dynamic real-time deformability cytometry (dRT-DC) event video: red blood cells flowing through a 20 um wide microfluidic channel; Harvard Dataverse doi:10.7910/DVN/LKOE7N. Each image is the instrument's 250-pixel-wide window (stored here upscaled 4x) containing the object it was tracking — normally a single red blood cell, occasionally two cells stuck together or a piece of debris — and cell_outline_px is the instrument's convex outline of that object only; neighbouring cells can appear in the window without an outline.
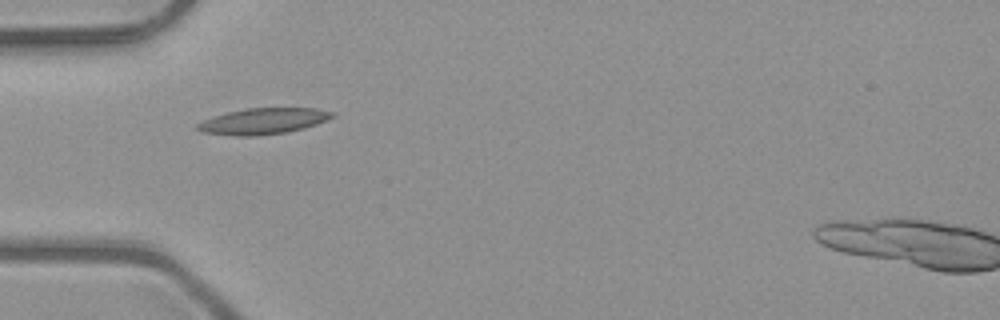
{"species": "common noctule bat (a hibernating species)", "species_latin": "Nyctalus noctula", "temperature_condition": "room temperature", "stored_images_in_passage": 5, "camera_frame_rate_fps": 3000, "um_per_image_px": 0.085, "animal": {"sex": "male", "body_mass_g": 23.1, "forearm_length_mm": 52.7}, "frame": {"image": 1, "passage_image": 2, "time_ms": 0.333, "image_size_px": [1000, 320], "cell_outline_px": [[336, 116], [316, 124], [304, 128], [288, 132], [256, 136], [236, 136], [200, 132], [196, 128], [196, 124], [212, 116], [228, 112], [248, 108], [316, 108], [336, 112]], "centroid_in_image_um": [22.38, 10.3], "position_along_channel_um": 62.6, "area_um2": 20.63}}
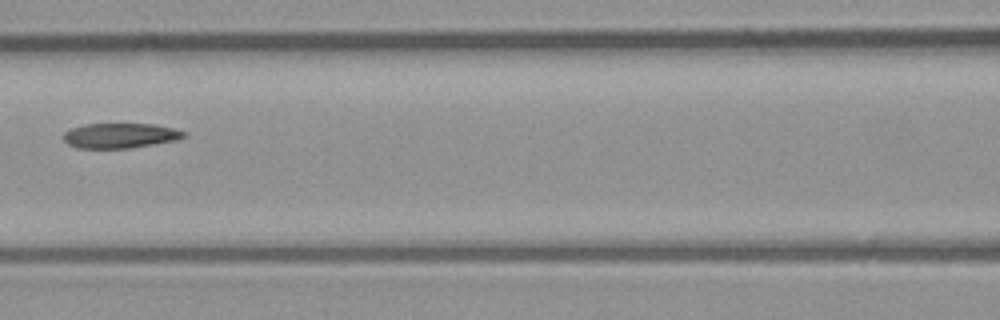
{"frame": {"image": 2, "passage_image": 4, "time_ms": 1.0, "image_size_px": [1000, 320], "cell_outline_px": [[184, 136], [176, 140], [128, 148], [76, 148], [68, 144], [64, 140], [64, 132], [72, 128], [84, 124], [152, 124], [172, 128], [184, 132]], "centroid_in_image_um": [10.15, 11.53], "position_along_channel_um": 156.4, "area_um2": 17.22}}
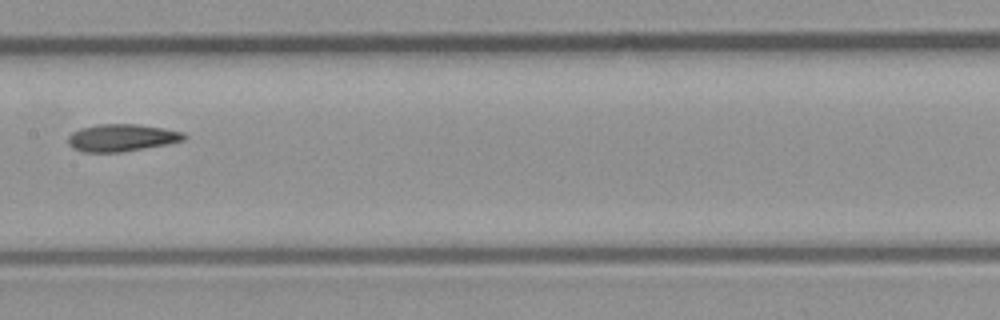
{"frame": {"image": 3, "passage_image": 5, "time_ms": 1.333, "image_size_px": [1000, 320], "cell_outline_px": [[188, 136], [184, 140], [164, 144], [120, 152], [84, 152], [72, 148], [68, 144], [68, 136], [72, 132], [80, 128], [96, 124], [140, 124], [164, 128], [184, 132]], "centroid_in_image_um": [10.32, 11.69], "position_along_channel_um": 197.1, "area_um2": 18.44}}